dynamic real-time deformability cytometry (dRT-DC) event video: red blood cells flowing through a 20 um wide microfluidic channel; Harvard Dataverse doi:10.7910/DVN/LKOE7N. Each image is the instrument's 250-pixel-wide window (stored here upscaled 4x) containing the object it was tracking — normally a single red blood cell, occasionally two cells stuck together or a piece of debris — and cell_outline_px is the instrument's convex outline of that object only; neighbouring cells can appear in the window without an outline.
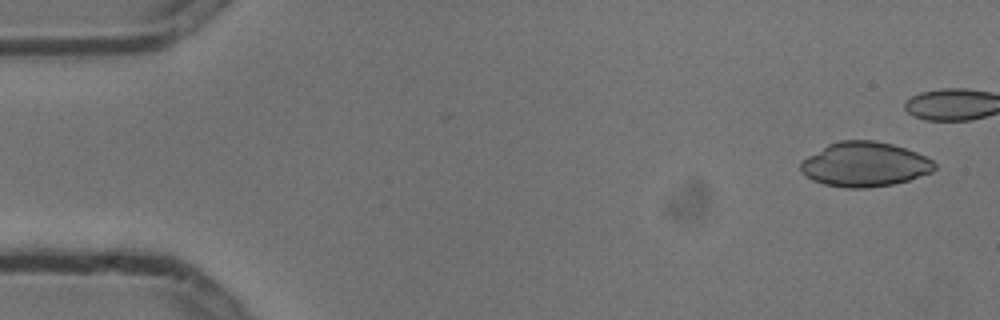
{"species": "common noctule bat (a hibernating species)", "species_latin": "Nyctalus noctula", "temperature_condition": "cold", "stored_images_in_passage": 6, "camera_frame_rate_fps": 3000, "um_per_image_px": 0.085, "animal": {"sex": "male", "body_mass_g": 13.3}, "frame": {"image": 1, "passage_image": 1, "time_ms": 0.0, "image_size_px": [1000, 320], "cell_outline_px": [[936, 168], [932, 172], [908, 180], [892, 184], [864, 188], [848, 188], [824, 184], [812, 180], [800, 168], [800, 164], [808, 156], [828, 144], [840, 140], [876, 140], [892, 144], [916, 152], [932, 160], [936, 164]], "centroid_in_image_um": [73.52, 13.96], "position_along_channel_um": 11.5, "area_um2": 34.51}}
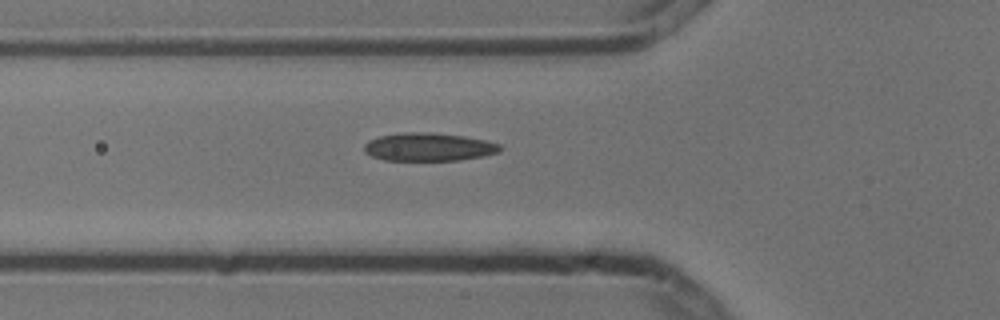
{"frame": {"image": 2, "passage_image": 6, "time_ms": 1.667, "image_size_px": [1000, 320], "cell_outline_px": [[500, 152], [484, 156], [460, 160], [384, 160], [372, 156], [364, 152], [364, 144], [368, 140], [380, 136], [404, 132], [428, 132], [464, 136], [484, 140], [500, 144]], "centroid_in_image_um": [36.42, 12.49], "position_along_channel_um": 89.4, "area_um2": 22.25}}